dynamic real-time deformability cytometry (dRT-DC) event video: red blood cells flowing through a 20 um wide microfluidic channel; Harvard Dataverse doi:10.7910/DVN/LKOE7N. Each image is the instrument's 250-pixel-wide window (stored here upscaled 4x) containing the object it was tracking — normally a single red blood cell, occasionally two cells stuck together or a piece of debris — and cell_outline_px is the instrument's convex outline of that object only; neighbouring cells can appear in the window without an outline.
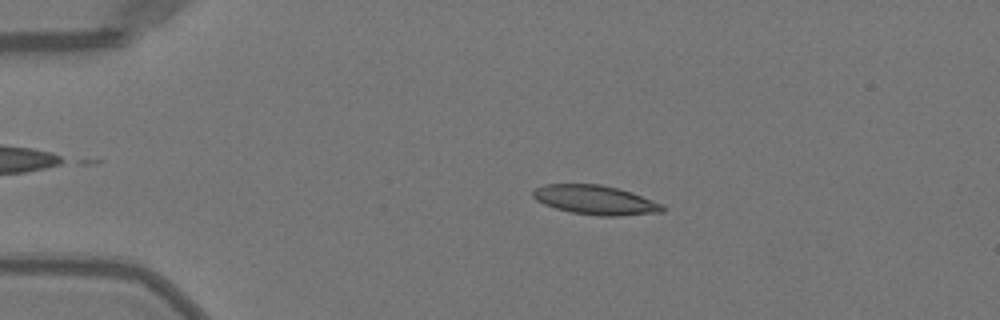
{"species": "Egyptian fruit bat (a non-hibernating species)", "species_latin": "Rousettus aegyptiacus", "temperature_condition": "warm", "stored_images_in_passage": 52, "camera_frame_rate_fps": 3000, "um_per_image_px": 0.085, "animal": {"sex": "female"}, "frame": {"image": 1, "passage_image": 11, "time_ms": 3.333, "image_size_px": [1000, 320], "cell_outline_px": [[668, 208], [664, 212], [620, 216], [596, 216], [572, 212], [556, 208], [544, 204], [536, 200], [532, 196], [532, 192], [536, 188], [544, 184], [600, 184], [632, 192], [664, 204]], "centroid_in_image_um": [50.66, 17.0], "position_along_channel_um": 34.3, "area_um2": 22.31}}
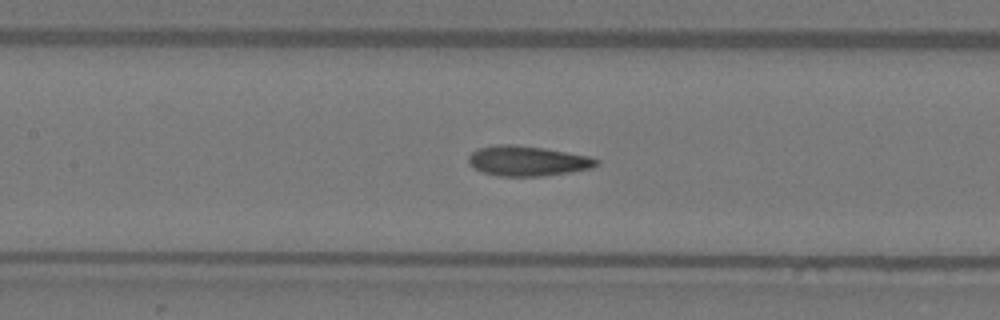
{"frame": {"image": 2, "passage_image": 24, "time_ms": 7.667, "image_size_px": [1000, 320], "cell_outline_px": [[600, 160], [592, 168], [572, 172], [540, 176], [496, 176], [480, 172], [468, 164], [468, 156], [472, 152], [480, 148], [500, 144], [512, 144], [544, 148], [588, 156]], "centroid_in_image_um": [44.8, 13.69], "position_along_channel_um": 162.6, "area_um2": 22.43}}
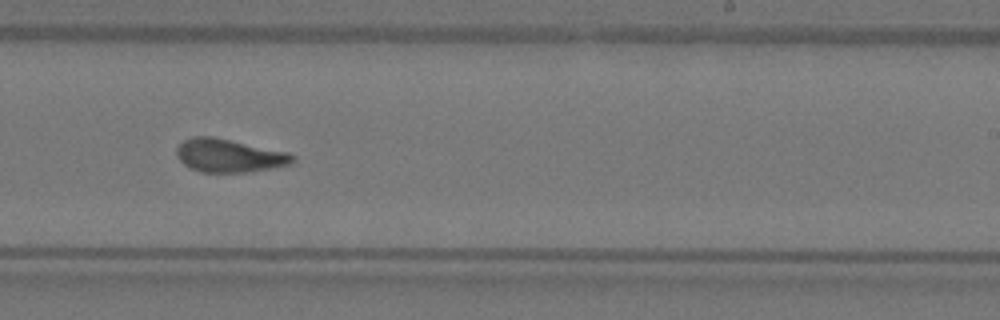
{"frame": {"image": 3, "passage_image": 32, "time_ms": 10.333, "image_size_px": [1000, 320], "cell_outline_px": [[296, 160], [292, 164], [248, 172], [200, 172], [188, 168], [176, 156], [176, 148], [184, 140], [192, 136], [212, 136], [288, 152], [296, 156]], "centroid_in_image_um": [19.47, 13.23], "position_along_channel_um": 269.5, "area_um2": 22.6}}